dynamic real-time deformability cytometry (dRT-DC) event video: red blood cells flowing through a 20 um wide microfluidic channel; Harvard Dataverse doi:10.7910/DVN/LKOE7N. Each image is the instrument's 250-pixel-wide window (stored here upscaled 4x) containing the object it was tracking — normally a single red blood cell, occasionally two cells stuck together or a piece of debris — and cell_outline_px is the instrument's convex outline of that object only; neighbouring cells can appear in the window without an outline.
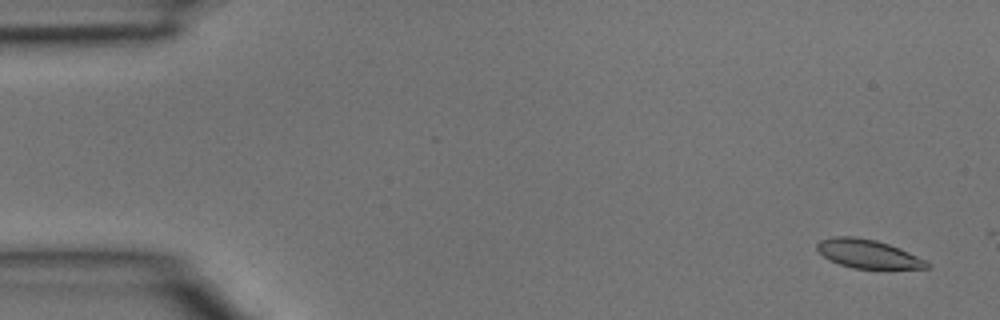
{"species": "common noctule bat (a hibernating species)", "species_latin": "Nyctalus noctula", "temperature_condition": "room temperature", "stored_images_in_passage": 5, "segment_of_instrument_passage": [1, 2], "camera_frame_rate_fps": 3000, "um_per_image_px": 0.085, "animal": {"sex": "male", "body_mass_g": 15.6}, "frame": {"image": 1, "passage_image": 1, "time_ms": 0.0, "image_size_px": [1000, 320], "cell_outline_px": [[932, 264], [928, 268], [852, 268], [840, 264], [824, 256], [816, 248], [816, 244], [820, 240], [832, 236], [856, 236], [876, 240], [900, 248], [928, 260]], "centroid_in_image_um": [73.81, 21.56], "position_along_channel_um": 11.2, "area_um2": 18.32}}
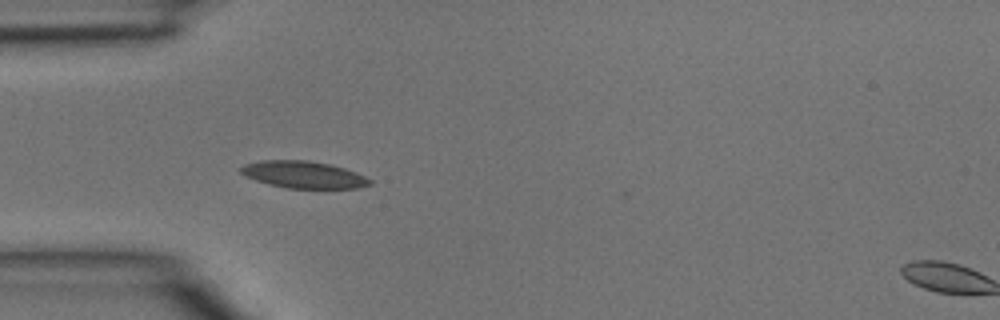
{"frame": {"image": 2, "passage_image": 4, "time_ms": 1.0, "image_size_px": [1000, 320], "cell_outline_px": [[372, 184], [356, 188], [288, 188], [268, 184], [244, 176], [240, 172], [240, 168], [244, 164], [260, 160], [308, 160], [328, 164], [344, 168], [356, 172], [372, 180]], "centroid_in_image_um": [25.78, 14.84], "position_along_channel_um": 59.2, "area_um2": 20.29}}